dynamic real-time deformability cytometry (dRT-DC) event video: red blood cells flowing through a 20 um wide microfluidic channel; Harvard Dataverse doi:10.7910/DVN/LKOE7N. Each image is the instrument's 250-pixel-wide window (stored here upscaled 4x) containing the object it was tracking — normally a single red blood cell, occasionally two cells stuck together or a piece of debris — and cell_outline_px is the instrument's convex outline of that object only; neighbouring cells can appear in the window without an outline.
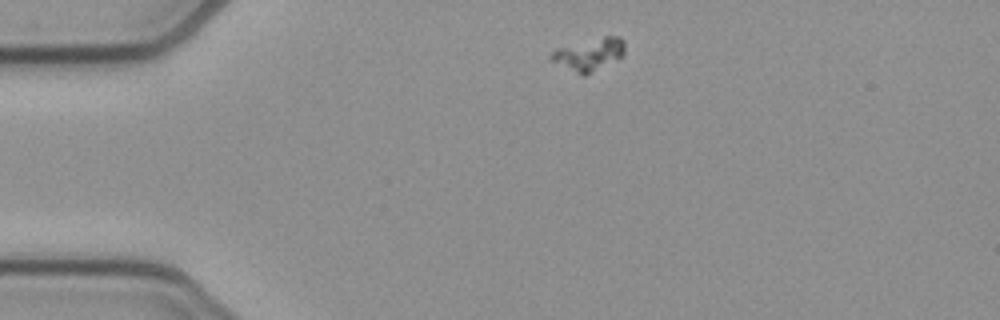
{"species": "common noctule bat (a hibernating species)", "species_latin": "Nyctalus noctula", "temperature_condition": "cold", "stored_images_in_passage": 45, "camera_frame_rate_fps": 3000, "um_per_image_px": 0.085, "animal": {"sex": "female", "body_mass_g": 21.9}, "frame": {"image": 1, "passage_image": 2, "time_ms": 0.333, "image_size_px": [1000, 320], "cell_outline_px": [[624, 56], [584, 76], [548, 60], [548, 56], [552, 52], [560, 48], [604, 36], [620, 36], [624, 40]], "centroid_in_image_um": [50.09, 4.63], "position_along_channel_um": 34.9, "area_um2": 13.7}}
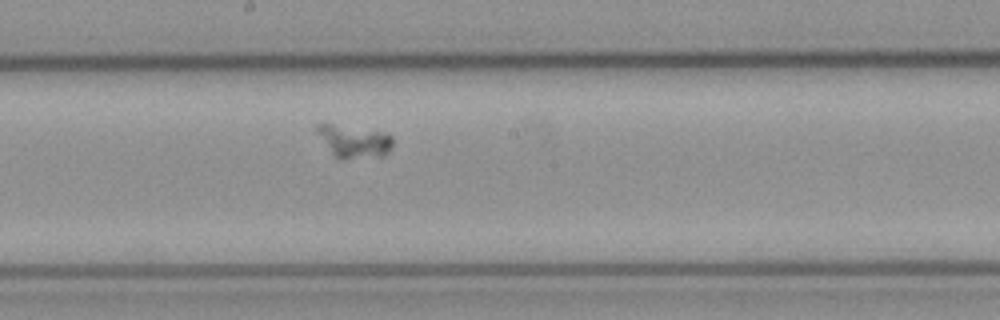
{"frame": {"image": 2, "passage_image": 20, "time_ms": 6.333, "image_size_px": [1000, 320], "cell_outline_px": [[392, 144], [388, 152], [384, 156], [344, 160], [340, 160], [332, 152], [316, 132], [316, 124], [332, 124], [388, 132], [392, 136]], "centroid_in_image_um": [30.13, 12.02], "position_along_channel_um": 218.1, "area_um2": 14.45}}
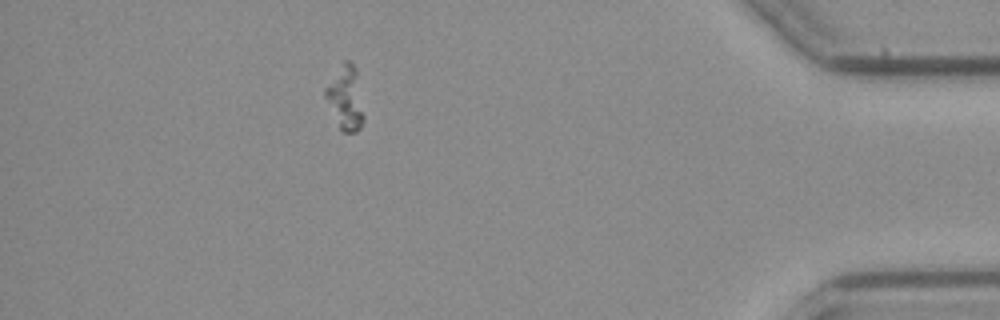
{"frame": {"image": 3, "passage_image": 39, "time_ms": 12.667, "image_size_px": [1000, 320], "cell_outline_px": [[364, 120], [360, 128], [356, 132], [344, 132], [340, 128], [324, 96], [324, 88], [344, 60], [348, 60], [356, 68], [364, 116]], "centroid_in_image_um": [29.37, 8.32], "position_along_channel_um": 405.8, "area_um2": 14.05}}